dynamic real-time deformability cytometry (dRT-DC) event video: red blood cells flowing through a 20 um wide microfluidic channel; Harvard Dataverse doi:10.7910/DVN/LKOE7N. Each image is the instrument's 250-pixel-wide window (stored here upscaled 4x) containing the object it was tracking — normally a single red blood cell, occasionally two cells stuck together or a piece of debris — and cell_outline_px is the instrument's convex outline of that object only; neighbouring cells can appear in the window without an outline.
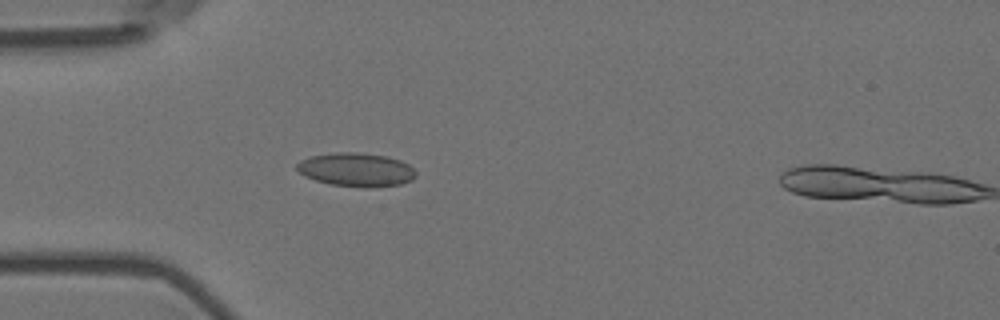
{"species": "Egyptian fruit bat (a non-hibernating species)", "species_latin": "Rousettus aegyptiacus", "temperature_condition": "room temperature", "stored_images_in_passage": 5, "camera_frame_rate_fps": 3000, "um_per_image_px": 0.085, "animal": {"sex": "female"}, "frame": {"image": 1, "passage_image": 4, "time_ms": 1.0, "image_size_px": [1000, 320], "cell_outline_px": [[416, 176], [412, 180], [400, 184], [372, 188], [364, 188], [332, 184], [316, 180], [304, 176], [296, 168], [296, 164], [300, 160], [312, 156], [336, 152], [360, 152], [388, 156], [400, 160], [408, 164], [416, 172]], "centroid_in_image_um": [30.3, 14.42], "position_along_channel_um": 54.7, "area_um2": 23.47}}